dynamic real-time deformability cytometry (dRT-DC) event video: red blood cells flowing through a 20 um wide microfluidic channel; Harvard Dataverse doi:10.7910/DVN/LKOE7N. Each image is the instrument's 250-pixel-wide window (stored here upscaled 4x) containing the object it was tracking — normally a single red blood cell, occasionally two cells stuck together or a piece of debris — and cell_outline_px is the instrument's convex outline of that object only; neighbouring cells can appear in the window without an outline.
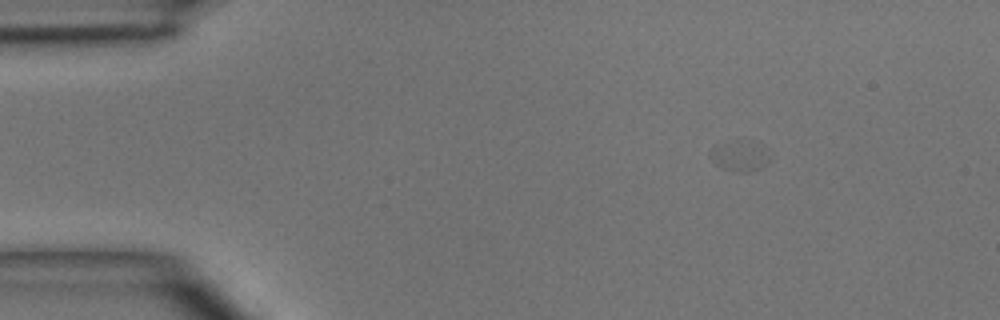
{"species": "common noctule bat (a hibernating species)", "species_latin": "Nyctalus noctula", "temperature_condition": "room temperature", "stored_images_in_passage": 2, "camera_frame_rate_fps": 3000, "um_per_image_px": 0.085, "animal": {"sex": "male", "body_mass_g": 15.6}, "frame": {"image": 1, "passage_image": 1, "time_ms": 0.0, "image_size_px": [1000, 320], "cell_outline_px": [[772, 152], [768, 164], [760, 168], [748, 172], [740, 172], [720, 168], [712, 160], [712, 156], [716, 144], [736, 140], [752, 140]], "centroid_in_image_um": [62.98, 13.24], "position_along_channel_um": 22.0, "area_um2": 10.75}}
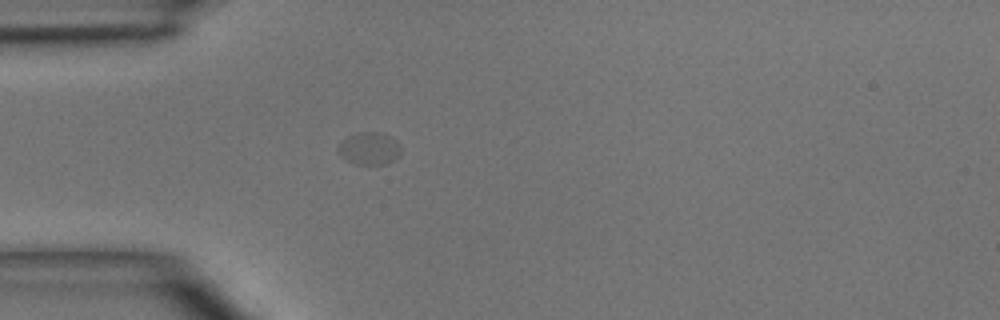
{"frame": {"image": 2, "passage_image": 2, "time_ms": 2.333, "image_size_px": [1000, 320], "cell_outline_px": [[400, 156], [384, 164], [356, 164], [344, 160], [336, 152], [336, 148], [348, 136], [360, 132], [384, 132], [392, 136], [396, 140], [400, 148]], "centroid_in_image_um": [31.37, 12.61], "position_along_channel_um": 53.6, "area_um2": 12.02}}